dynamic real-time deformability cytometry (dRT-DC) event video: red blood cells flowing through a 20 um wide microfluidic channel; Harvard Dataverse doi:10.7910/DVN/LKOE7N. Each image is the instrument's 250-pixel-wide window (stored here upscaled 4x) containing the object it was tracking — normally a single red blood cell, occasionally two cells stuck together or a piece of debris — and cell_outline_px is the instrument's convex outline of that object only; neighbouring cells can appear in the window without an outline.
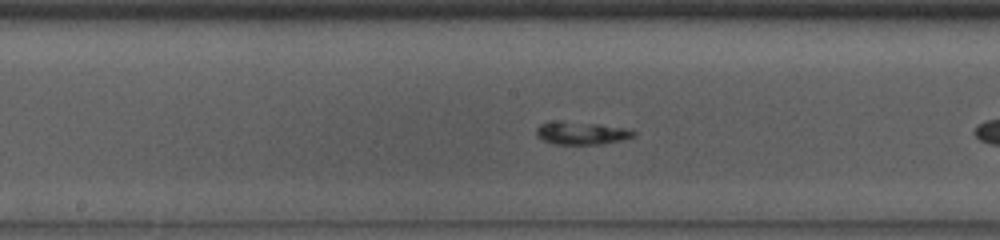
{"species": "common noctule bat (a hibernating species)", "species_latin": "Nyctalus noctula", "temperature_condition": "room temperature", "stored_images_in_passage": 35, "camera_frame_rate_fps": 3000, "um_per_image_px": 0.085, "animal": {"sex": "male", "body_mass_g": 13.0, "forearm_length_mm": 53.1}, "frame": {"image": 1, "passage_image": 10, "time_ms": 3.0, "image_size_px": [1000, 240], "cell_outline_px": [[636, 136], [624, 140], [600, 144], [552, 144], [536, 136], [536, 128], [540, 124], [596, 124], [624, 128], [636, 132]], "centroid_in_image_um": [49.49, 11.37], "position_along_channel_um": 198.7, "area_um2": 12.14}}
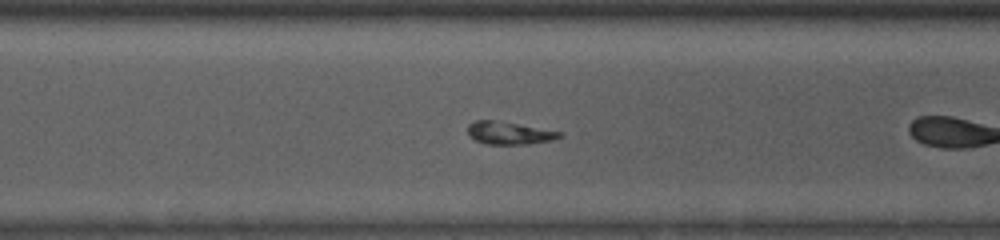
{"frame": {"image": 2, "passage_image": 20, "time_ms": 6.333, "image_size_px": [1000, 240], "cell_outline_px": [[564, 136], [552, 140], [528, 144], [484, 144], [476, 140], [468, 132], [468, 124], [476, 120], [492, 120], [564, 132]], "centroid_in_image_um": [43.32, 11.31], "position_along_channel_um": 327.3, "area_um2": 11.96}}
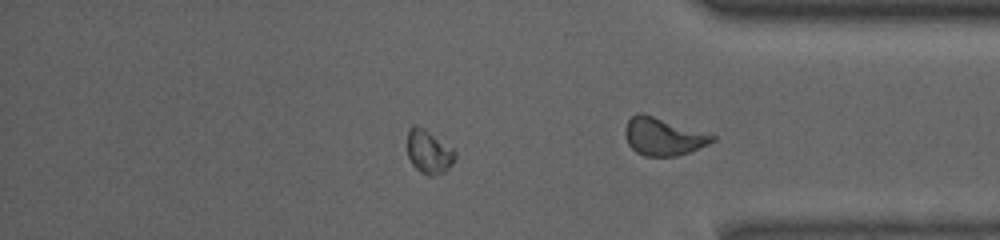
{"frame": {"image": 3, "passage_image": 27, "time_ms": 8.667, "image_size_px": [1000, 240], "cell_outline_px": [[456, 156], [452, 164], [444, 172], [436, 176], [428, 176], [420, 172], [412, 164], [408, 156], [408, 128], [412, 124], [416, 124], [424, 128], [452, 148], [456, 152]], "centroid_in_image_um": [36.44, 12.9], "position_along_channel_um": 398.8, "area_um2": 12.2}, "authors_computed_cell_mechanics": {"area_um2": 12.427, "velocity_mm_per_s": 3.8743, "shape_relaxation_time_tau1_ms": 2.8554, "shape_relaxation_time_tau2_ms": 2.1254, "deformation_change_tau1": 0.0712, "deformation_change_tau2": 0.1245}}